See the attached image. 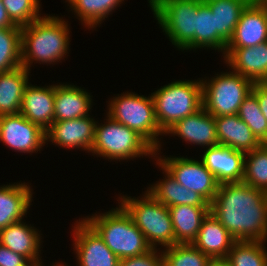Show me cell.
<instances>
[{
    "mask_svg": "<svg viewBox=\"0 0 267 266\" xmlns=\"http://www.w3.org/2000/svg\"><path fill=\"white\" fill-rule=\"evenodd\" d=\"M21 27L0 28V73L21 65Z\"/></svg>",
    "mask_w": 267,
    "mask_h": 266,
    "instance_id": "32",
    "label": "cell"
},
{
    "mask_svg": "<svg viewBox=\"0 0 267 266\" xmlns=\"http://www.w3.org/2000/svg\"><path fill=\"white\" fill-rule=\"evenodd\" d=\"M162 253L163 266H208L212 260L192 244H175Z\"/></svg>",
    "mask_w": 267,
    "mask_h": 266,
    "instance_id": "33",
    "label": "cell"
},
{
    "mask_svg": "<svg viewBox=\"0 0 267 266\" xmlns=\"http://www.w3.org/2000/svg\"><path fill=\"white\" fill-rule=\"evenodd\" d=\"M206 47L218 50L222 54L226 50L216 40L215 15L206 3L200 1L197 4V15H195V36L182 50L205 49Z\"/></svg>",
    "mask_w": 267,
    "mask_h": 266,
    "instance_id": "28",
    "label": "cell"
},
{
    "mask_svg": "<svg viewBox=\"0 0 267 266\" xmlns=\"http://www.w3.org/2000/svg\"><path fill=\"white\" fill-rule=\"evenodd\" d=\"M169 213L175 234V244H192L210 206H170Z\"/></svg>",
    "mask_w": 267,
    "mask_h": 266,
    "instance_id": "25",
    "label": "cell"
},
{
    "mask_svg": "<svg viewBox=\"0 0 267 266\" xmlns=\"http://www.w3.org/2000/svg\"><path fill=\"white\" fill-rule=\"evenodd\" d=\"M204 148H206V151L201 160L220 184L242 182L244 177V152L220 144Z\"/></svg>",
    "mask_w": 267,
    "mask_h": 266,
    "instance_id": "15",
    "label": "cell"
},
{
    "mask_svg": "<svg viewBox=\"0 0 267 266\" xmlns=\"http://www.w3.org/2000/svg\"><path fill=\"white\" fill-rule=\"evenodd\" d=\"M52 266H63V263L61 264V263H56V265H52Z\"/></svg>",
    "mask_w": 267,
    "mask_h": 266,
    "instance_id": "43",
    "label": "cell"
},
{
    "mask_svg": "<svg viewBox=\"0 0 267 266\" xmlns=\"http://www.w3.org/2000/svg\"><path fill=\"white\" fill-rule=\"evenodd\" d=\"M0 266H35L28 258L0 244Z\"/></svg>",
    "mask_w": 267,
    "mask_h": 266,
    "instance_id": "37",
    "label": "cell"
},
{
    "mask_svg": "<svg viewBox=\"0 0 267 266\" xmlns=\"http://www.w3.org/2000/svg\"><path fill=\"white\" fill-rule=\"evenodd\" d=\"M254 1H257V2H260V3H267V0H254Z\"/></svg>",
    "mask_w": 267,
    "mask_h": 266,
    "instance_id": "41",
    "label": "cell"
},
{
    "mask_svg": "<svg viewBox=\"0 0 267 266\" xmlns=\"http://www.w3.org/2000/svg\"><path fill=\"white\" fill-rule=\"evenodd\" d=\"M200 1L203 2V3H206V2L213 1V0H200Z\"/></svg>",
    "mask_w": 267,
    "mask_h": 266,
    "instance_id": "42",
    "label": "cell"
},
{
    "mask_svg": "<svg viewBox=\"0 0 267 266\" xmlns=\"http://www.w3.org/2000/svg\"><path fill=\"white\" fill-rule=\"evenodd\" d=\"M29 73L23 66L0 73V116L19 113Z\"/></svg>",
    "mask_w": 267,
    "mask_h": 266,
    "instance_id": "27",
    "label": "cell"
},
{
    "mask_svg": "<svg viewBox=\"0 0 267 266\" xmlns=\"http://www.w3.org/2000/svg\"><path fill=\"white\" fill-rule=\"evenodd\" d=\"M16 27L7 14V11L0 0V28Z\"/></svg>",
    "mask_w": 267,
    "mask_h": 266,
    "instance_id": "39",
    "label": "cell"
},
{
    "mask_svg": "<svg viewBox=\"0 0 267 266\" xmlns=\"http://www.w3.org/2000/svg\"><path fill=\"white\" fill-rule=\"evenodd\" d=\"M79 21L88 29L96 28L124 0H66ZM74 10V11H73ZM100 23V24H99Z\"/></svg>",
    "mask_w": 267,
    "mask_h": 266,
    "instance_id": "29",
    "label": "cell"
},
{
    "mask_svg": "<svg viewBox=\"0 0 267 266\" xmlns=\"http://www.w3.org/2000/svg\"><path fill=\"white\" fill-rule=\"evenodd\" d=\"M85 116L53 122L46 133L47 141L63 148H81L90 153L94 143L96 120Z\"/></svg>",
    "mask_w": 267,
    "mask_h": 266,
    "instance_id": "13",
    "label": "cell"
},
{
    "mask_svg": "<svg viewBox=\"0 0 267 266\" xmlns=\"http://www.w3.org/2000/svg\"><path fill=\"white\" fill-rule=\"evenodd\" d=\"M74 252L79 266H118L120 259L82 218L73 227ZM63 266H66L63 264ZM68 266V265H67Z\"/></svg>",
    "mask_w": 267,
    "mask_h": 266,
    "instance_id": "12",
    "label": "cell"
},
{
    "mask_svg": "<svg viewBox=\"0 0 267 266\" xmlns=\"http://www.w3.org/2000/svg\"><path fill=\"white\" fill-rule=\"evenodd\" d=\"M208 266H231L226 259H212Z\"/></svg>",
    "mask_w": 267,
    "mask_h": 266,
    "instance_id": "40",
    "label": "cell"
},
{
    "mask_svg": "<svg viewBox=\"0 0 267 266\" xmlns=\"http://www.w3.org/2000/svg\"><path fill=\"white\" fill-rule=\"evenodd\" d=\"M2 3L16 26H26L42 17L39 0H2Z\"/></svg>",
    "mask_w": 267,
    "mask_h": 266,
    "instance_id": "35",
    "label": "cell"
},
{
    "mask_svg": "<svg viewBox=\"0 0 267 266\" xmlns=\"http://www.w3.org/2000/svg\"><path fill=\"white\" fill-rule=\"evenodd\" d=\"M155 117L165 133L177 121L193 115L203 107L201 80H180L161 86L151 93Z\"/></svg>",
    "mask_w": 267,
    "mask_h": 266,
    "instance_id": "4",
    "label": "cell"
},
{
    "mask_svg": "<svg viewBox=\"0 0 267 266\" xmlns=\"http://www.w3.org/2000/svg\"><path fill=\"white\" fill-rule=\"evenodd\" d=\"M267 42V6L252 0L243 10L226 48L252 47Z\"/></svg>",
    "mask_w": 267,
    "mask_h": 266,
    "instance_id": "14",
    "label": "cell"
},
{
    "mask_svg": "<svg viewBox=\"0 0 267 266\" xmlns=\"http://www.w3.org/2000/svg\"><path fill=\"white\" fill-rule=\"evenodd\" d=\"M242 182L267 192V143L245 153Z\"/></svg>",
    "mask_w": 267,
    "mask_h": 266,
    "instance_id": "31",
    "label": "cell"
},
{
    "mask_svg": "<svg viewBox=\"0 0 267 266\" xmlns=\"http://www.w3.org/2000/svg\"><path fill=\"white\" fill-rule=\"evenodd\" d=\"M223 58L232 71L254 83L267 82V42L252 47L226 48Z\"/></svg>",
    "mask_w": 267,
    "mask_h": 266,
    "instance_id": "16",
    "label": "cell"
},
{
    "mask_svg": "<svg viewBox=\"0 0 267 266\" xmlns=\"http://www.w3.org/2000/svg\"><path fill=\"white\" fill-rule=\"evenodd\" d=\"M265 241H235L226 260L231 266H267Z\"/></svg>",
    "mask_w": 267,
    "mask_h": 266,
    "instance_id": "30",
    "label": "cell"
},
{
    "mask_svg": "<svg viewBox=\"0 0 267 266\" xmlns=\"http://www.w3.org/2000/svg\"><path fill=\"white\" fill-rule=\"evenodd\" d=\"M236 240L211 212L203 219L192 245L211 259H226Z\"/></svg>",
    "mask_w": 267,
    "mask_h": 266,
    "instance_id": "20",
    "label": "cell"
},
{
    "mask_svg": "<svg viewBox=\"0 0 267 266\" xmlns=\"http://www.w3.org/2000/svg\"><path fill=\"white\" fill-rule=\"evenodd\" d=\"M62 19L59 16L43 15L21 27V65L28 71L33 62L56 64L68 54L70 27Z\"/></svg>",
    "mask_w": 267,
    "mask_h": 266,
    "instance_id": "2",
    "label": "cell"
},
{
    "mask_svg": "<svg viewBox=\"0 0 267 266\" xmlns=\"http://www.w3.org/2000/svg\"><path fill=\"white\" fill-rule=\"evenodd\" d=\"M54 97L55 85L40 87L28 83L19 113L46 132L54 122Z\"/></svg>",
    "mask_w": 267,
    "mask_h": 266,
    "instance_id": "17",
    "label": "cell"
},
{
    "mask_svg": "<svg viewBox=\"0 0 267 266\" xmlns=\"http://www.w3.org/2000/svg\"><path fill=\"white\" fill-rule=\"evenodd\" d=\"M252 92L256 95L260 110L267 119V83H254Z\"/></svg>",
    "mask_w": 267,
    "mask_h": 266,
    "instance_id": "38",
    "label": "cell"
},
{
    "mask_svg": "<svg viewBox=\"0 0 267 266\" xmlns=\"http://www.w3.org/2000/svg\"><path fill=\"white\" fill-rule=\"evenodd\" d=\"M0 142L21 153L38 152L46 143V133L21 113L0 116Z\"/></svg>",
    "mask_w": 267,
    "mask_h": 266,
    "instance_id": "11",
    "label": "cell"
},
{
    "mask_svg": "<svg viewBox=\"0 0 267 266\" xmlns=\"http://www.w3.org/2000/svg\"><path fill=\"white\" fill-rule=\"evenodd\" d=\"M210 212L236 241L267 240V192L244 182L222 183Z\"/></svg>",
    "mask_w": 267,
    "mask_h": 266,
    "instance_id": "1",
    "label": "cell"
},
{
    "mask_svg": "<svg viewBox=\"0 0 267 266\" xmlns=\"http://www.w3.org/2000/svg\"><path fill=\"white\" fill-rule=\"evenodd\" d=\"M252 0H213L206 2L215 15L216 40L226 49L245 7Z\"/></svg>",
    "mask_w": 267,
    "mask_h": 266,
    "instance_id": "26",
    "label": "cell"
},
{
    "mask_svg": "<svg viewBox=\"0 0 267 266\" xmlns=\"http://www.w3.org/2000/svg\"><path fill=\"white\" fill-rule=\"evenodd\" d=\"M163 32L179 50L195 36V15L200 0H148Z\"/></svg>",
    "mask_w": 267,
    "mask_h": 266,
    "instance_id": "9",
    "label": "cell"
},
{
    "mask_svg": "<svg viewBox=\"0 0 267 266\" xmlns=\"http://www.w3.org/2000/svg\"><path fill=\"white\" fill-rule=\"evenodd\" d=\"M214 118L218 144L244 153H248L262 144L237 114Z\"/></svg>",
    "mask_w": 267,
    "mask_h": 266,
    "instance_id": "22",
    "label": "cell"
},
{
    "mask_svg": "<svg viewBox=\"0 0 267 266\" xmlns=\"http://www.w3.org/2000/svg\"><path fill=\"white\" fill-rule=\"evenodd\" d=\"M106 123L96 121L91 153L108 160H130L137 157H155V149L135 130L115 122L108 115Z\"/></svg>",
    "mask_w": 267,
    "mask_h": 266,
    "instance_id": "7",
    "label": "cell"
},
{
    "mask_svg": "<svg viewBox=\"0 0 267 266\" xmlns=\"http://www.w3.org/2000/svg\"><path fill=\"white\" fill-rule=\"evenodd\" d=\"M237 115L261 143H267V119L260 110L256 95L251 92L242 102Z\"/></svg>",
    "mask_w": 267,
    "mask_h": 266,
    "instance_id": "34",
    "label": "cell"
},
{
    "mask_svg": "<svg viewBox=\"0 0 267 266\" xmlns=\"http://www.w3.org/2000/svg\"><path fill=\"white\" fill-rule=\"evenodd\" d=\"M215 75L201 80L203 108L214 117L237 114L254 82L234 71Z\"/></svg>",
    "mask_w": 267,
    "mask_h": 266,
    "instance_id": "8",
    "label": "cell"
},
{
    "mask_svg": "<svg viewBox=\"0 0 267 266\" xmlns=\"http://www.w3.org/2000/svg\"><path fill=\"white\" fill-rule=\"evenodd\" d=\"M32 194L25 182L0 186V230L23 220L33 200Z\"/></svg>",
    "mask_w": 267,
    "mask_h": 266,
    "instance_id": "23",
    "label": "cell"
},
{
    "mask_svg": "<svg viewBox=\"0 0 267 266\" xmlns=\"http://www.w3.org/2000/svg\"><path fill=\"white\" fill-rule=\"evenodd\" d=\"M166 134L176 135L187 143L207 148L218 145L215 118L203 107L193 115L177 121Z\"/></svg>",
    "mask_w": 267,
    "mask_h": 266,
    "instance_id": "18",
    "label": "cell"
},
{
    "mask_svg": "<svg viewBox=\"0 0 267 266\" xmlns=\"http://www.w3.org/2000/svg\"><path fill=\"white\" fill-rule=\"evenodd\" d=\"M118 266H163V253L152 248L142 255L121 259Z\"/></svg>",
    "mask_w": 267,
    "mask_h": 266,
    "instance_id": "36",
    "label": "cell"
},
{
    "mask_svg": "<svg viewBox=\"0 0 267 266\" xmlns=\"http://www.w3.org/2000/svg\"><path fill=\"white\" fill-rule=\"evenodd\" d=\"M156 164L164 171V179L151 185L146 190L155 200L167 207L175 205L210 206V204L197 192L187 189L179 184L175 178L158 162Z\"/></svg>",
    "mask_w": 267,
    "mask_h": 266,
    "instance_id": "24",
    "label": "cell"
},
{
    "mask_svg": "<svg viewBox=\"0 0 267 266\" xmlns=\"http://www.w3.org/2000/svg\"><path fill=\"white\" fill-rule=\"evenodd\" d=\"M108 104L107 115L115 122L135 130L155 149V155H158L161 150L158 136L165 133L157 123L152 95L145 97L125 92L113 97Z\"/></svg>",
    "mask_w": 267,
    "mask_h": 266,
    "instance_id": "6",
    "label": "cell"
},
{
    "mask_svg": "<svg viewBox=\"0 0 267 266\" xmlns=\"http://www.w3.org/2000/svg\"><path fill=\"white\" fill-rule=\"evenodd\" d=\"M38 232L34 226L20 220L0 230V244L28 258L35 266H43L39 255L41 234Z\"/></svg>",
    "mask_w": 267,
    "mask_h": 266,
    "instance_id": "19",
    "label": "cell"
},
{
    "mask_svg": "<svg viewBox=\"0 0 267 266\" xmlns=\"http://www.w3.org/2000/svg\"><path fill=\"white\" fill-rule=\"evenodd\" d=\"M120 197L118 203L131 216L152 248H157L158 245L165 248L175 245V234L167 206L155 200L147 191L140 199L127 195Z\"/></svg>",
    "mask_w": 267,
    "mask_h": 266,
    "instance_id": "5",
    "label": "cell"
},
{
    "mask_svg": "<svg viewBox=\"0 0 267 266\" xmlns=\"http://www.w3.org/2000/svg\"><path fill=\"white\" fill-rule=\"evenodd\" d=\"M90 93L76 85L55 84L54 122L88 116L92 108Z\"/></svg>",
    "mask_w": 267,
    "mask_h": 266,
    "instance_id": "21",
    "label": "cell"
},
{
    "mask_svg": "<svg viewBox=\"0 0 267 266\" xmlns=\"http://www.w3.org/2000/svg\"><path fill=\"white\" fill-rule=\"evenodd\" d=\"M83 219L120 260L142 255L152 249L144 234L121 205L104 214L95 213Z\"/></svg>",
    "mask_w": 267,
    "mask_h": 266,
    "instance_id": "3",
    "label": "cell"
},
{
    "mask_svg": "<svg viewBox=\"0 0 267 266\" xmlns=\"http://www.w3.org/2000/svg\"><path fill=\"white\" fill-rule=\"evenodd\" d=\"M157 162L166 169L175 180L189 190L197 192L209 204L214 200L220 183L205 167L202 160L188 157H158ZM164 158V159H163Z\"/></svg>",
    "mask_w": 267,
    "mask_h": 266,
    "instance_id": "10",
    "label": "cell"
}]
</instances>
